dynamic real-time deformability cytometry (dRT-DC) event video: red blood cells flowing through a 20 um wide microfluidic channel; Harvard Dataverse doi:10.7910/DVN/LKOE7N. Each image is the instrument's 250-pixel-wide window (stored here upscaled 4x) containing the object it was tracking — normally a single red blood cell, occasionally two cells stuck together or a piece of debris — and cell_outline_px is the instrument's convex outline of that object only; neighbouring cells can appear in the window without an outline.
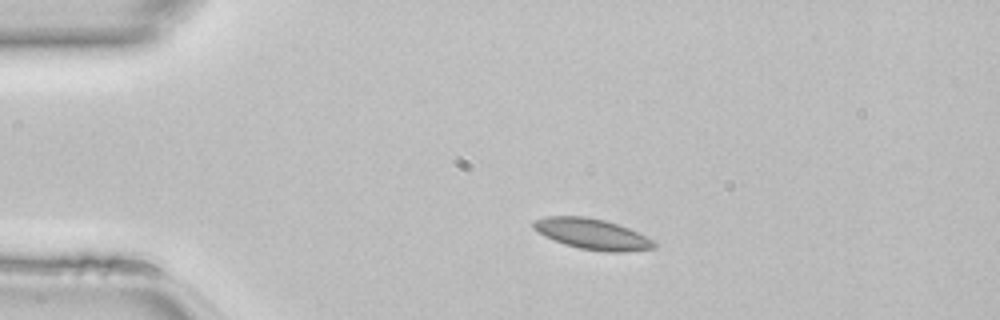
{"species": "common noctule bat (a hibernating species)", "species_latin": "Nyctalus noctula", "temperature_condition": "room temperature", "stored_images_in_passage": 39, "camera_frame_rate_fps": 3000, "um_per_image_px": 0.085, "animal": {"sex": "female", "body_mass_g": 22.7, "forearm_length_mm": 54.2}, "frame": {"image": 1, "passage_image": 1, "time_ms": 0.0, "image_size_px": [1000, 320], "cell_outline_px": [[656, 248], [624, 252], [604, 252], [580, 248], [564, 244], [544, 236], [532, 228], [532, 220], [544, 216], [584, 216], [604, 220], [628, 228], [652, 240], [656, 244]], "centroid_in_image_um": [50.28, 19.89], "position_along_channel_um": 34.7, "area_um2": 21.56}}
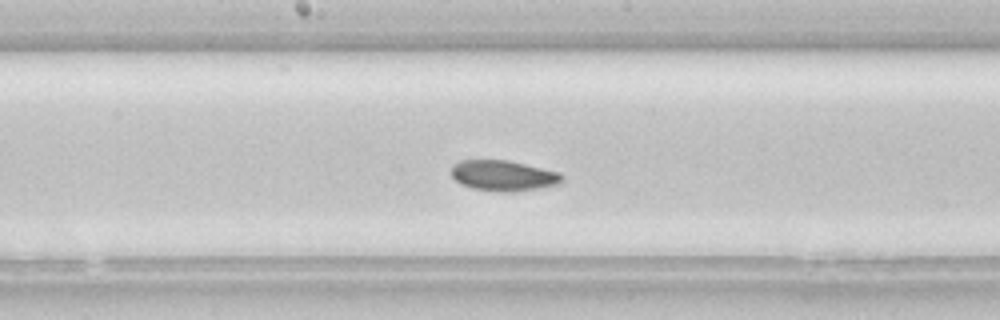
{"frame": {"image": 2, "passage_image": 16, "time_ms": 5.0, "image_size_px": [1000, 320], "cell_outline_px": [[564, 180], [560, 184], [536, 188], [504, 192], [496, 192], [472, 188], [460, 184], [452, 176], [452, 164], [460, 160], [508, 160], [560, 172], [564, 176]], "centroid_in_image_um": [42.78, 14.92], "position_along_channel_um": 205.4, "area_um2": 19.77}}
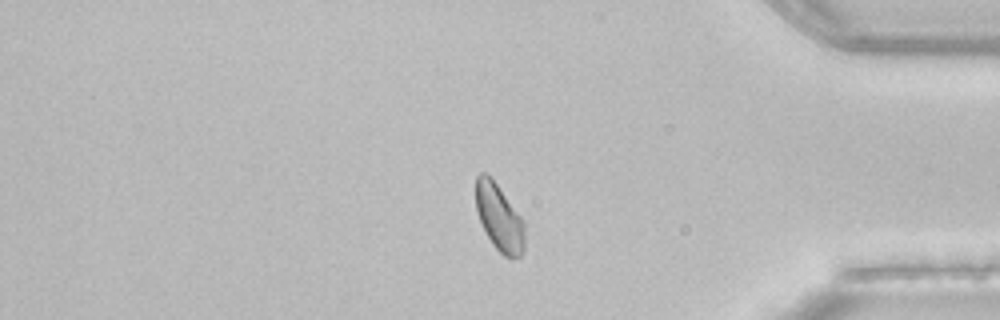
{"frame": {"image": 3, "passage_image": 31, "time_ms": 10.0, "image_size_px": [1000, 320], "cell_outline_px": [[524, 252], [520, 256], [504, 256], [492, 244], [480, 220], [476, 208], [476, 176], [480, 172], [484, 172], [492, 176], [524, 220]], "centroid_in_image_um": [42.44, 18.43], "position_along_channel_um": 392.8, "area_um2": 19.07}}